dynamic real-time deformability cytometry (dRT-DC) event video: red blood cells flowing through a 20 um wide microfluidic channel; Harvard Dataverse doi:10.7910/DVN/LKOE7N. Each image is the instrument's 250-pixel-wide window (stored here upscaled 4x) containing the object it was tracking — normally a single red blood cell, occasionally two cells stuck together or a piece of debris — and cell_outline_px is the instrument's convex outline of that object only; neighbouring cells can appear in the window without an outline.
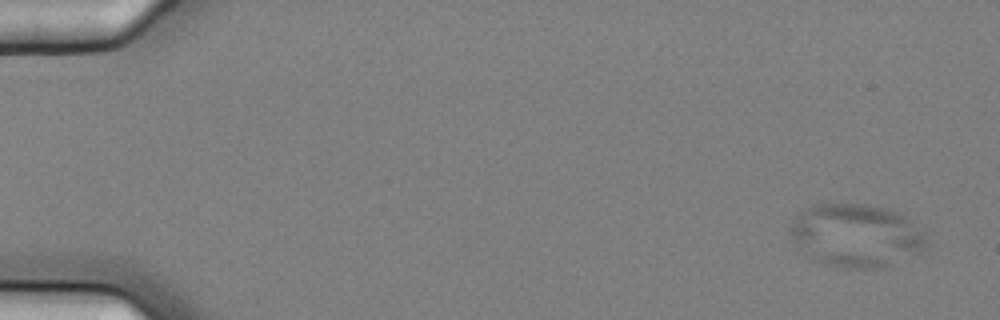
{"species": "common noctule bat (a hibernating species)", "species_latin": "Nyctalus noctula", "temperature_condition": "cold", "stored_images_in_passage": 4, "camera_frame_rate_fps": 3000, "um_per_image_px": 0.085, "animal": {"sex": "female", "body_mass_g": 25.1}, "frame": {"image": 1, "passage_image": 1, "time_ms": 0.0, "image_size_px": [1000, 320], "cell_outline_px": [[928, 244], [920, 252], [884, 268], [844, 268], [824, 264], [808, 256], [792, 240], [792, 224], [796, 216], [800, 212], [812, 204], [864, 204], [884, 208], [896, 212], [904, 216], [908, 220]], "centroid_in_image_um": [72.72, 20.03], "position_along_channel_um": 12.3, "area_um2": 49.19}}
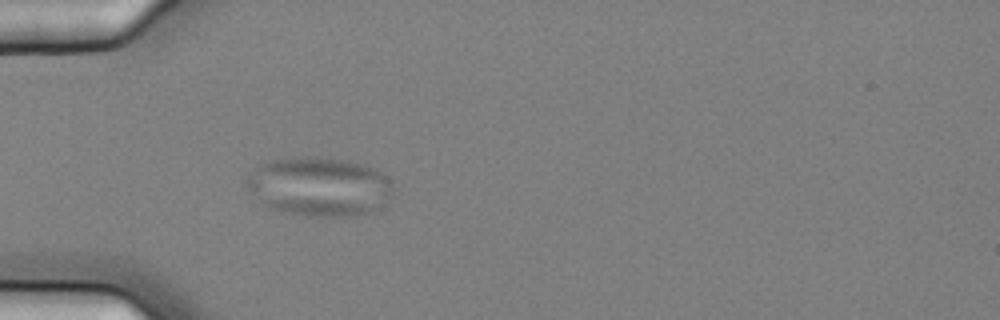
{"frame": {"image": 2, "passage_image": 4, "time_ms": 1.0, "image_size_px": [1000, 320], "cell_outline_px": [[392, 196], [384, 204], [368, 212], [356, 216], [316, 216], [288, 212], [264, 204], [244, 184], [244, 180], [260, 164], [272, 160], [292, 156], [316, 156], [348, 160], [364, 164], [380, 172], [392, 180]], "centroid_in_image_um": [27.17, 15.82], "position_along_channel_um": 57.8, "area_um2": 50.23}}